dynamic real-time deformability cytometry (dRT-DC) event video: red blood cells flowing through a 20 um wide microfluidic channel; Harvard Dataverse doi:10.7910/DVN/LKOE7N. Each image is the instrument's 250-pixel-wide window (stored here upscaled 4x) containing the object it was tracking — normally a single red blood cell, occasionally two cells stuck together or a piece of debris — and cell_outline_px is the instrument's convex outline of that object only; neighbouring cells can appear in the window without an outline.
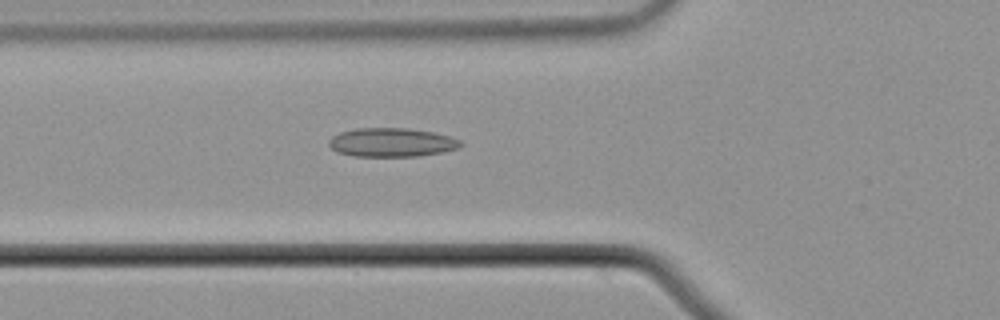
{"species": "common noctule bat (a hibernating species)", "species_latin": "Nyctalus noctula", "temperature_condition": "cold", "stored_images_in_passage": 47, "camera_frame_rate_fps": 3000, "um_per_image_px": 0.085, "animal": {"sex": "male", "body_mass_g": 21.5, "forearm_length_mm": 52.0}, "frame": {"image": 1, "passage_image": 12, "time_ms": 3.667, "image_size_px": [1000, 320], "cell_outline_px": [[464, 144], [460, 148], [440, 152], [416, 156], [352, 156], [336, 152], [328, 144], [328, 140], [332, 136], [340, 132], [356, 128], [408, 128], [432, 132], [448, 136], [460, 140]], "centroid_in_image_um": [33.26, 12.1], "position_along_channel_um": 92.5, "area_um2": 22.14}}
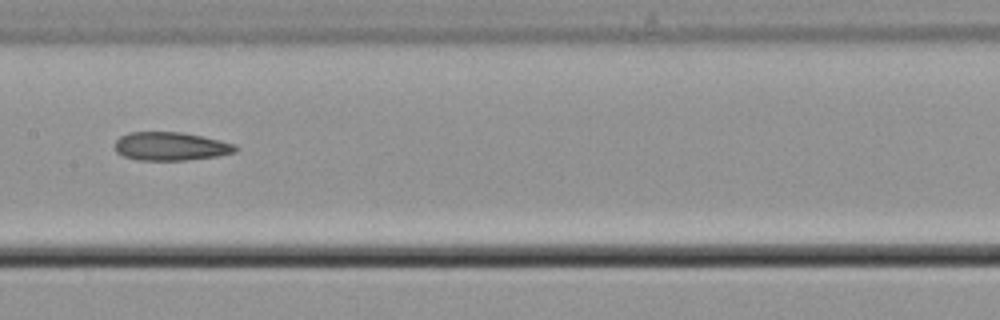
{"frame": {"image": 2, "passage_image": 20, "time_ms": 6.333, "image_size_px": [1000, 320], "cell_outline_px": [[236, 152], [220, 156], [184, 160], [136, 160], [124, 156], [116, 152], [112, 144], [120, 136], [128, 132], [180, 132], [220, 140], [236, 144]], "centroid_in_image_um": [14.47, 12.44], "position_along_channel_um": 192.9, "area_um2": 20.11}}
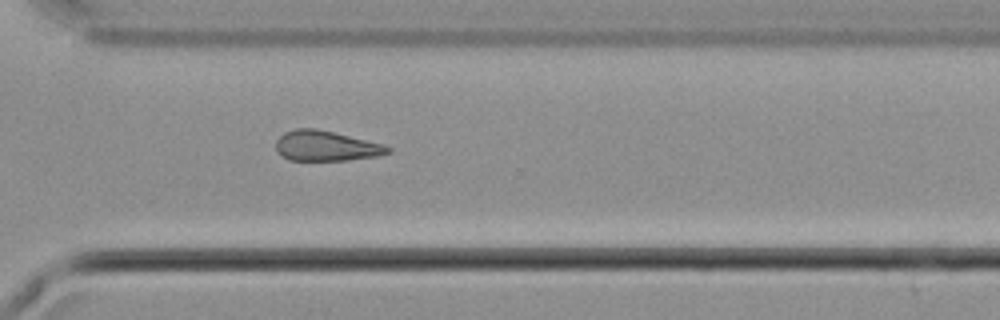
{"frame": {"image": 3, "passage_image": 32, "time_ms": 10.333, "image_size_px": [1000, 320], "cell_outline_px": [[392, 152], [380, 156], [348, 160], [288, 160], [276, 148], [276, 140], [284, 132], [296, 128], [316, 128], [384, 144], [392, 148]], "centroid_in_image_um": [27.76, 12.4], "position_along_channel_um": 342.8, "area_um2": 19.71}}